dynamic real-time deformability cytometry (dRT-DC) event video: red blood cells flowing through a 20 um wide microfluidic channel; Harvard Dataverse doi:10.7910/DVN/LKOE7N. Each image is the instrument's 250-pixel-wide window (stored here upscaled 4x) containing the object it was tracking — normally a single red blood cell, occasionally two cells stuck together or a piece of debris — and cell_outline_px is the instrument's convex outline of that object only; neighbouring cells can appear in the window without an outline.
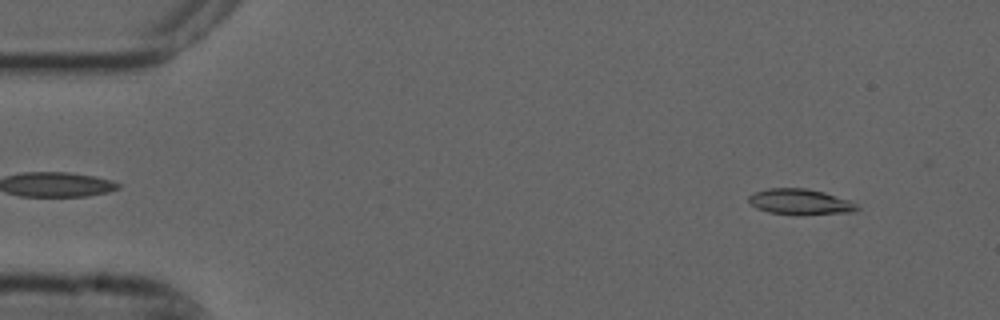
{"species": "common noctule bat (a hibernating species)", "species_latin": "Nyctalus noctula", "temperature_condition": "cold", "stored_images_in_passage": 51, "camera_frame_rate_fps": 3000, "um_per_image_px": 0.085, "animal": {"sex": "male", "forearm_length_mm": 52.5}, "frame": {"image": 1, "passage_image": 4, "time_ms": 1.0, "image_size_px": [1000, 320], "cell_outline_px": [[860, 208], [856, 212], [768, 212], [756, 208], [748, 200], [748, 196], [756, 192], [768, 188], [808, 188], [824, 192], [848, 200], [856, 204]], "centroid_in_image_um": [67.99, 17.1], "position_along_channel_um": 17.0, "area_um2": 15.26}}
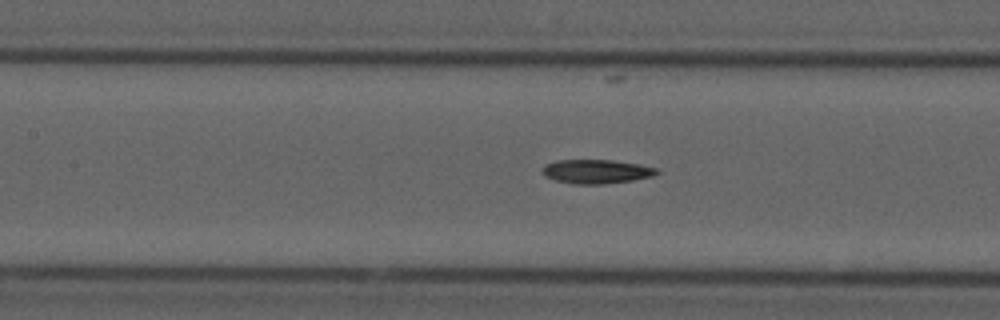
{"frame": {"image": 2, "passage_image": 23, "time_ms": 7.333, "image_size_px": [1000, 320], "cell_outline_px": [[660, 172], [652, 176], [632, 180], [604, 184], [572, 184], [556, 180], [544, 176], [544, 164], [556, 160], [612, 160], [640, 164], [656, 168]], "centroid_in_image_um": [50.69, 14.57], "position_along_channel_um": 156.7, "area_um2": 15.95}}
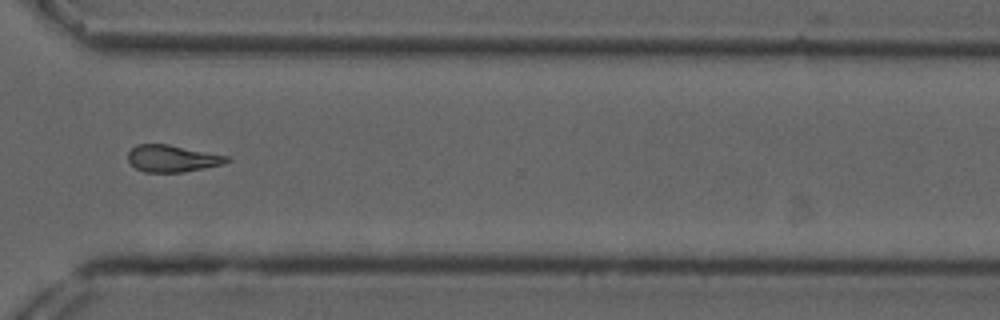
{"frame": {"image": 3, "passage_image": 39, "time_ms": 12.667, "image_size_px": [1000, 320], "cell_outline_px": [[232, 160], [224, 164], [184, 172], [144, 172], [136, 168], [128, 160], [128, 152], [136, 144], [168, 144], [228, 156]], "centroid_in_image_um": [14.65, 13.47], "position_along_channel_um": 355.9, "area_um2": 15.49}}